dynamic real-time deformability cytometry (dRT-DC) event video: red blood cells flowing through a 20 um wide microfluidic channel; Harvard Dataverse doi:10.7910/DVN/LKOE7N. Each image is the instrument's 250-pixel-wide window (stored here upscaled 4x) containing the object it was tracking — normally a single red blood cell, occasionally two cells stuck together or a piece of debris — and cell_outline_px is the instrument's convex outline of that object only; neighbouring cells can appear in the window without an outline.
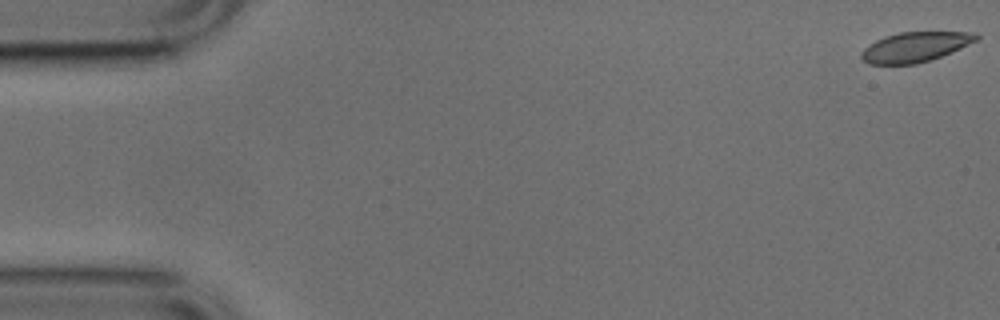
{"species": "common noctule bat (a hibernating species)", "species_latin": "Nyctalus noctula", "temperature_condition": "cold", "stored_images_in_passage": 52, "camera_frame_rate_fps": 3000, "um_per_image_px": 0.085, "animal": {"sex": "male", "body_mass_g": 17.9, "forearm_length_mm": 54.2}, "frame": {"image": 1, "passage_image": 1, "time_ms": 0.0, "image_size_px": [1000, 320], "cell_outline_px": [[980, 36], [976, 40], [960, 48], [940, 56], [916, 64], [868, 64], [860, 56], [860, 52], [868, 44], [884, 36], [900, 32], [976, 32]], "centroid_in_image_um": [77.74, 3.98], "position_along_channel_um": 7.3, "area_um2": 19.88}}
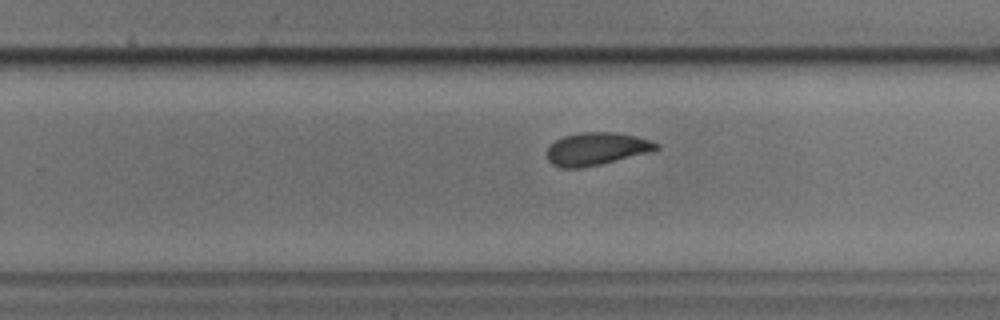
{"frame": {"image": 2, "passage_image": 33, "time_ms": 10.667, "image_size_px": [1000, 320], "cell_outline_px": [[660, 148], [652, 152], [600, 164], [580, 168], [560, 168], [552, 164], [548, 160], [548, 148], [556, 140], [564, 136], [580, 132], [616, 132], [636, 136], [660, 144]], "centroid_in_image_um": [50.73, 12.65], "position_along_channel_um": 279.1, "area_um2": 20.81}}
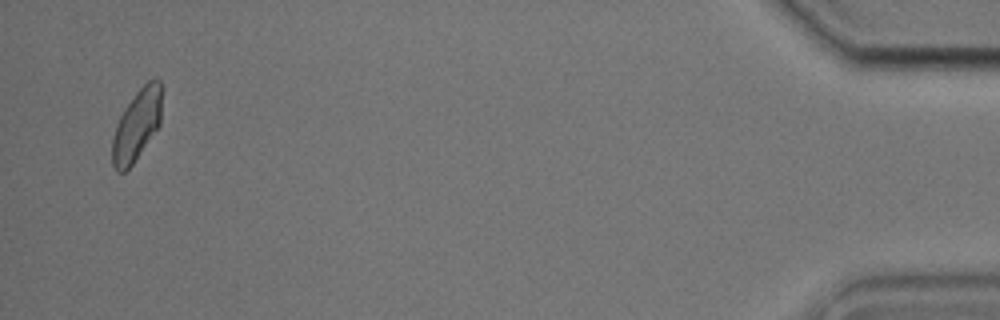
{"frame": {"image": 3, "passage_image": 51, "time_ms": 16.667, "image_size_px": [1000, 320], "cell_outline_px": [[164, 88], [160, 124], [132, 164], [124, 172], [116, 172], [112, 164], [112, 140], [116, 124], [124, 108], [136, 92], [148, 80], [156, 76], [160, 80]], "centroid_in_image_um": [11.66, 10.55], "position_along_channel_um": 423.5, "area_um2": 20.87}, "authors_computed_cell_mechanics": {"area_um2": 20.8658, "velocity_mm_per_s": 3.8065, "shape_relaxation_time_tau1_ms": 11.343, "shape_relaxation_time_tau2_ms": 1.9821, "deformation_change_tau1": 0.2199, "deformation_change_tau2": 0.0621}}